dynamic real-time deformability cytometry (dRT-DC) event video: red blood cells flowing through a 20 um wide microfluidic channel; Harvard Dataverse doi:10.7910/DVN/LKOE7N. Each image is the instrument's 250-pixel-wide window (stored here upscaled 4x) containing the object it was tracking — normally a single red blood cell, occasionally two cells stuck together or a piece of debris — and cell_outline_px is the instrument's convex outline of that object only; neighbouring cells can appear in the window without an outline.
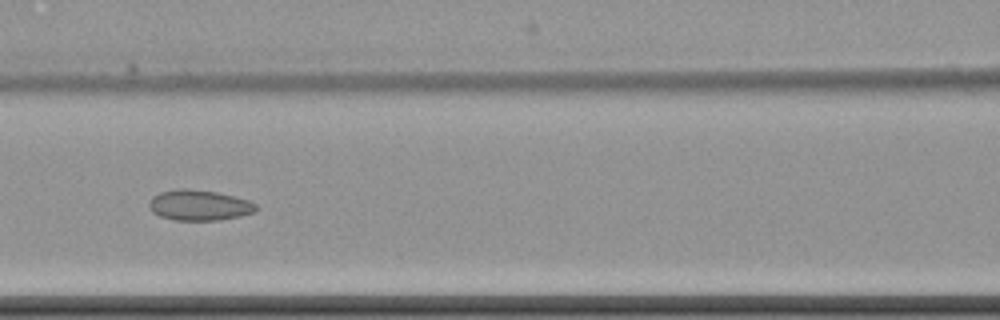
{"species": "common noctule bat (a hibernating species)", "species_latin": "Nyctalus noctula", "temperature_condition": "cold", "stored_images_in_passage": 10, "camera_frame_rate_fps": 3000, "um_per_image_px": 0.085, "animal": {"sex": "female", "body_mass_g": 22.7, "forearm_length_mm": 54.2}, "frame": {"image": 1, "passage_image": 9, "time_ms": 9.667, "image_size_px": [1000, 320], "cell_outline_px": [[260, 208], [256, 212], [240, 216], [216, 220], [172, 220], [160, 216], [152, 212], [148, 204], [152, 196], [160, 192], [176, 188], [188, 188], [216, 192], [248, 200], [256, 204]], "centroid_in_image_um": [16.92, 17.44], "position_along_channel_um": 149.7, "area_um2": 19.19}}
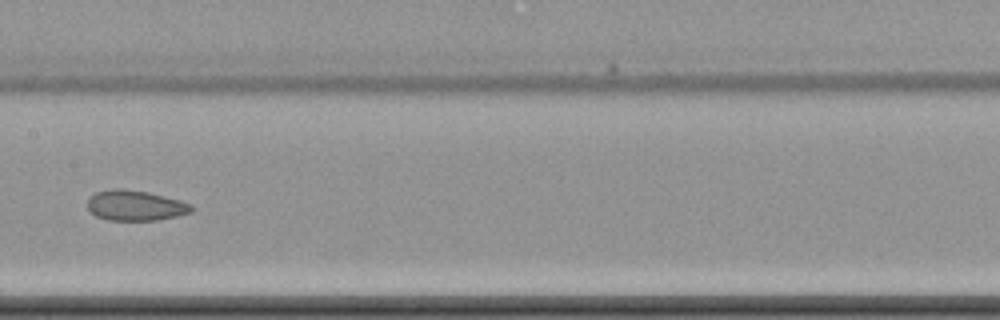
{"frame": {"image": 2, "passage_image": 10, "time_ms": 11.0, "image_size_px": [1000, 320], "cell_outline_px": [[196, 208], [192, 212], [176, 216], [156, 220], [108, 220], [96, 216], [88, 208], [88, 200], [96, 192], [112, 188], [124, 188], [148, 192], [180, 200], [192, 204]], "centroid_in_image_um": [11.54, 17.46], "position_along_channel_um": 195.9, "area_um2": 18.44}}